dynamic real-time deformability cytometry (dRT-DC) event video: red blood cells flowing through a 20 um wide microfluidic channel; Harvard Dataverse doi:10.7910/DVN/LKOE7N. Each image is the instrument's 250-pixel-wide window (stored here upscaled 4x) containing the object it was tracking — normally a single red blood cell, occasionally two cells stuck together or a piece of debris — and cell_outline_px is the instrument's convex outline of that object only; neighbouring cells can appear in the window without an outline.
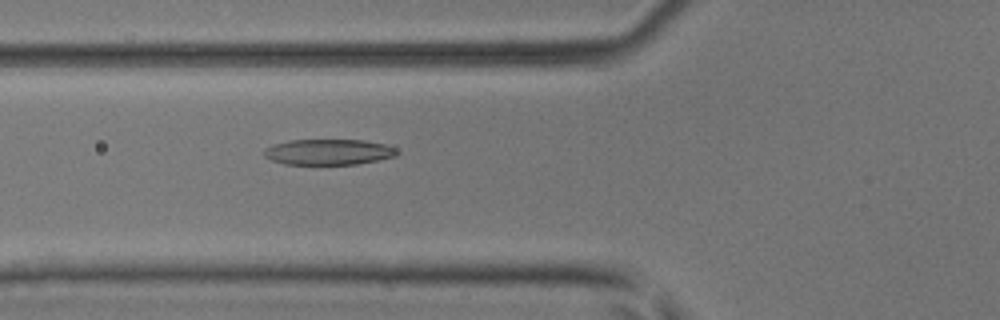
{"species": "common noctule bat (a hibernating species)", "species_latin": "Nyctalus noctula", "temperature_condition": "room temperature", "stored_images_in_passage": 42, "camera_frame_rate_fps": 3000, "um_per_image_px": 0.085, "animal": {"sex": "male", "body_mass_g": 17.9, "forearm_length_mm": 54.2}, "frame": {"image": 1, "passage_image": 11, "time_ms": 3.333, "image_size_px": [1000, 320], "cell_outline_px": [[396, 156], [380, 160], [356, 164], [284, 164], [272, 160], [264, 156], [264, 148], [272, 144], [288, 140], [364, 140], [384, 144], [396, 148]], "centroid_in_image_um": [27.9, 12.91], "position_along_channel_um": 97.9, "area_um2": 19.94}}
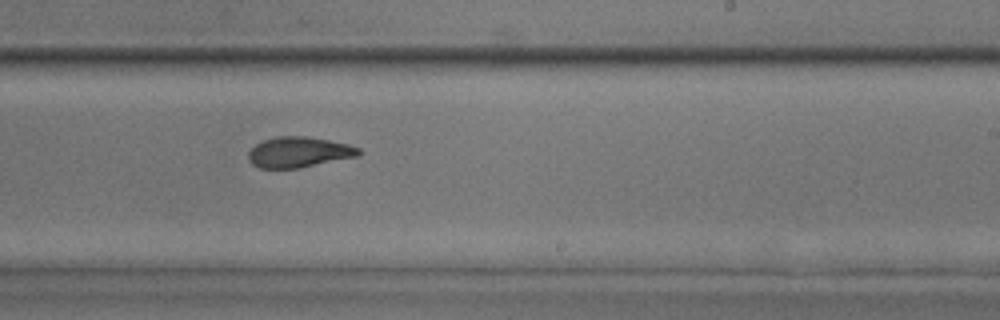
{"frame": {"image": 2, "passage_image": 23, "time_ms": 7.333, "image_size_px": [1000, 320], "cell_outline_px": [[360, 156], [300, 168], [260, 168], [252, 164], [248, 160], [248, 152], [256, 144], [264, 140], [276, 136], [304, 136], [328, 140], [348, 144], [360, 148]], "centroid_in_image_um": [25.41, 12.94], "position_along_channel_um": 263.6, "area_um2": 19.71}}
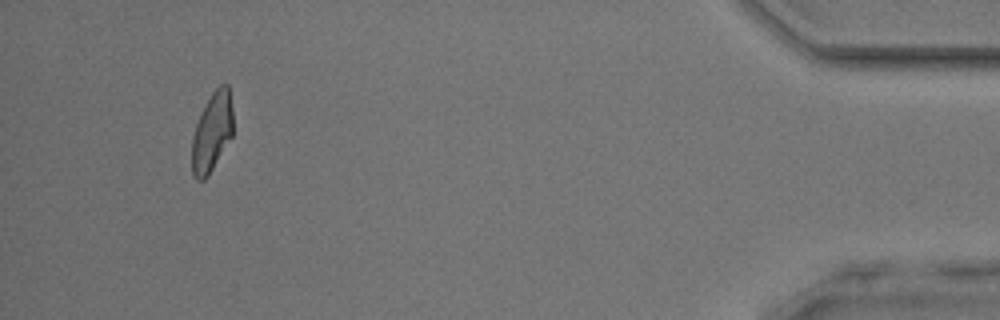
{"frame": {"image": 3, "passage_image": 39, "time_ms": 12.667, "image_size_px": [1000, 320], "cell_outline_px": [[232, 136], [208, 176], [204, 180], [196, 180], [192, 172], [192, 136], [196, 124], [212, 92], [220, 84], [228, 84], [232, 108]], "centroid_in_image_um": [18.02, 11.25], "position_along_channel_um": 417.2, "area_um2": 18.73}, "authors_computed_cell_mechanics": {"area_um2": 20.2011, "velocity_mm_per_s": 4.1508, "shape_relaxation_time_tau1_ms": 4.1448, "shape_relaxation_time_tau2_ms": 1.4957, "deformation_change_tau1": 0.1746, "deformation_change_tau2": 0.0863}}